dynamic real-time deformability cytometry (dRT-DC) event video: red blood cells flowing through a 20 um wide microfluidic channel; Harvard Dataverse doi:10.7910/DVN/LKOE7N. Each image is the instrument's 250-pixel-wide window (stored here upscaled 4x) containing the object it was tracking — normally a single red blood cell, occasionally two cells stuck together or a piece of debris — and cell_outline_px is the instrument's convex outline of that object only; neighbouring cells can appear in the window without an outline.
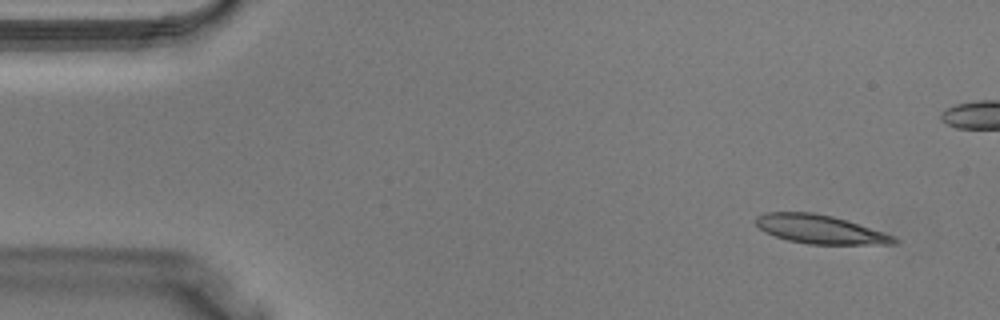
{"species": "Egyptian fruit bat (a non-hibernating species)", "species_latin": "Rousettus aegyptiacus", "temperature_condition": "warm", "stored_images_in_passage": 40, "camera_frame_rate_fps": 3000, "um_per_image_px": 0.085, "animal": {"sex": "male"}, "frame": {"image": 1, "passage_image": 3, "time_ms": 0.667, "image_size_px": [1000, 320], "cell_outline_px": [[900, 240], [896, 244], [808, 244], [788, 240], [764, 232], [756, 224], [756, 216], [764, 212], [812, 212], [832, 216], [884, 232]], "centroid_in_image_um": [69.68, 19.49], "position_along_channel_um": 15.3, "area_um2": 22.95}}
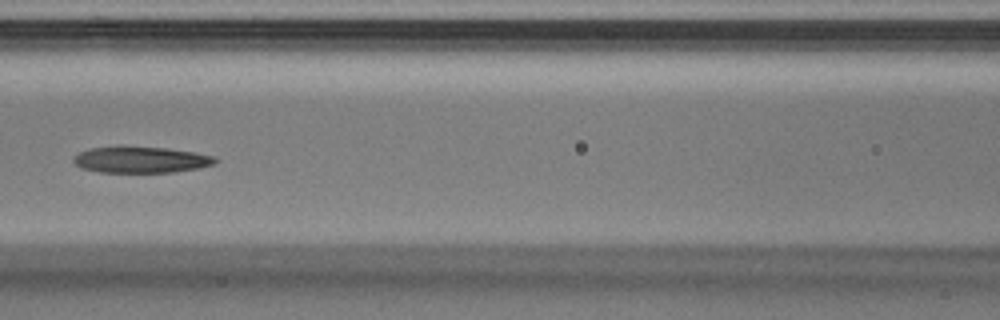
{"frame": {"image": 2, "passage_image": 17, "time_ms": 5.333, "image_size_px": [1000, 320], "cell_outline_px": [[220, 160], [216, 164], [200, 168], [172, 172], [100, 172], [84, 168], [76, 164], [72, 160], [80, 152], [88, 148], [120, 144], [168, 148], [196, 152], [216, 156]], "centroid_in_image_um": [12.03, 13.54], "position_along_channel_um": 154.6, "area_um2": 22.43}}
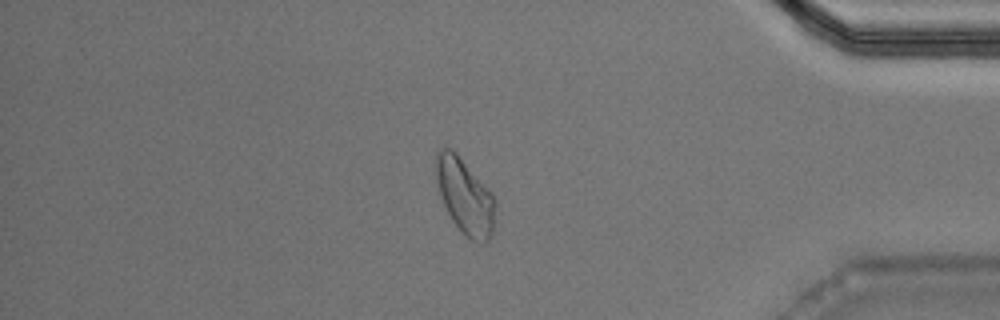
{"frame": {"image": 3, "passage_image": 33, "time_ms": 10.667, "image_size_px": [1000, 320], "cell_outline_px": [[496, 200], [492, 236], [484, 244], [480, 244], [472, 240], [452, 220], [444, 204], [436, 180], [436, 152], [440, 148], [452, 148], [456, 152], [492, 192]], "centroid_in_image_um": [39.55, 16.67], "position_along_channel_um": 395.7, "area_um2": 25.89}}